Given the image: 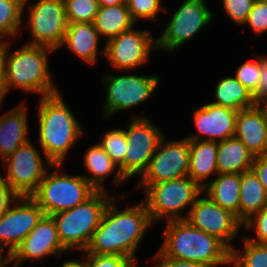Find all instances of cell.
Listing matches in <instances>:
<instances>
[{"label": "cell", "instance_id": "obj_32", "mask_svg": "<svg viewBox=\"0 0 267 267\" xmlns=\"http://www.w3.org/2000/svg\"><path fill=\"white\" fill-rule=\"evenodd\" d=\"M68 23H93L99 10L97 0H64Z\"/></svg>", "mask_w": 267, "mask_h": 267}, {"label": "cell", "instance_id": "obj_23", "mask_svg": "<svg viewBox=\"0 0 267 267\" xmlns=\"http://www.w3.org/2000/svg\"><path fill=\"white\" fill-rule=\"evenodd\" d=\"M217 148L218 142L215 141L190 140L188 177L202 189L211 176L218 174Z\"/></svg>", "mask_w": 267, "mask_h": 267}, {"label": "cell", "instance_id": "obj_27", "mask_svg": "<svg viewBox=\"0 0 267 267\" xmlns=\"http://www.w3.org/2000/svg\"><path fill=\"white\" fill-rule=\"evenodd\" d=\"M96 28L105 43L111 38L131 29L135 22L131 19L127 3L111 6H100L94 19Z\"/></svg>", "mask_w": 267, "mask_h": 267}, {"label": "cell", "instance_id": "obj_41", "mask_svg": "<svg viewBox=\"0 0 267 267\" xmlns=\"http://www.w3.org/2000/svg\"><path fill=\"white\" fill-rule=\"evenodd\" d=\"M152 258L156 261L153 267H207L198 262L178 260L167 256H153Z\"/></svg>", "mask_w": 267, "mask_h": 267}, {"label": "cell", "instance_id": "obj_24", "mask_svg": "<svg viewBox=\"0 0 267 267\" xmlns=\"http://www.w3.org/2000/svg\"><path fill=\"white\" fill-rule=\"evenodd\" d=\"M240 182L241 174L218 173L213 180L208 181L203 194L239 220Z\"/></svg>", "mask_w": 267, "mask_h": 267}, {"label": "cell", "instance_id": "obj_36", "mask_svg": "<svg viewBox=\"0 0 267 267\" xmlns=\"http://www.w3.org/2000/svg\"><path fill=\"white\" fill-rule=\"evenodd\" d=\"M243 227L255 231V237L246 236L249 240L267 245V205L248 219Z\"/></svg>", "mask_w": 267, "mask_h": 267}, {"label": "cell", "instance_id": "obj_37", "mask_svg": "<svg viewBox=\"0 0 267 267\" xmlns=\"http://www.w3.org/2000/svg\"><path fill=\"white\" fill-rule=\"evenodd\" d=\"M246 24L255 36L267 32V3H254L244 25Z\"/></svg>", "mask_w": 267, "mask_h": 267}, {"label": "cell", "instance_id": "obj_45", "mask_svg": "<svg viewBox=\"0 0 267 267\" xmlns=\"http://www.w3.org/2000/svg\"><path fill=\"white\" fill-rule=\"evenodd\" d=\"M255 106L261 111L263 118L267 122V96L261 98L255 103Z\"/></svg>", "mask_w": 267, "mask_h": 267}, {"label": "cell", "instance_id": "obj_8", "mask_svg": "<svg viewBox=\"0 0 267 267\" xmlns=\"http://www.w3.org/2000/svg\"><path fill=\"white\" fill-rule=\"evenodd\" d=\"M104 76V77H103ZM102 85L106 90V101L103 104L102 115L110 119L117 112H123L139 106L149 100L156 91L160 75H116L104 73Z\"/></svg>", "mask_w": 267, "mask_h": 267}, {"label": "cell", "instance_id": "obj_31", "mask_svg": "<svg viewBox=\"0 0 267 267\" xmlns=\"http://www.w3.org/2000/svg\"><path fill=\"white\" fill-rule=\"evenodd\" d=\"M98 144L110 156V158L119 166L121 173L125 177V152L126 135L124 129L117 128L107 130Z\"/></svg>", "mask_w": 267, "mask_h": 267}, {"label": "cell", "instance_id": "obj_2", "mask_svg": "<svg viewBox=\"0 0 267 267\" xmlns=\"http://www.w3.org/2000/svg\"><path fill=\"white\" fill-rule=\"evenodd\" d=\"M164 241L154 256L193 261L207 267L231 264V250L219 239L186 219L166 221Z\"/></svg>", "mask_w": 267, "mask_h": 267}, {"label": "cell", "instance_id": "obj_14", "mask_svg": "<svg viewBox=\"0 0 267 267\" xmlns=\"http://www.w3.org/2000/svg\"><path fill=\"white\" fill-rule=\"evenodd\" d=\"M44 215L31 196H18L0 215V252L8 258Z\"/></svg>", "mask_w": 267, "mask_h": 267}, {"label": "cell", "instance_id": "obj_18", "mask_svg": "<svg viewBox=\"0 0 267 267\" xmlns=\"http://www.w3.org/2000/svg\"><path fill=\"white\" fill-rule=\"evenodd\" d=\"M238 111L221 105L207 103L193 113L196 133L186 137L189 140L220 142L235 135ZM198 131V132H197Z\"/></svg>", "mask_w": 267, "mask_h": 267}, {"label": "cell", "instance_id": "obj_49", "mask_svg": "<svg viewBox=\"0 0 267 267\" xmlns=\"http://www.w3.org/2000/svg\"><path fill=\"white\" fill-rule=\"evenodd\" d=\"M254 3H267V0H253Z\"/></svg>", "mask_w": 267, "mask_h": 267}, {"label": "cell", "instance_id": "obj_51", "mask_svg": "<svg viewBox=\"0 0 267 267\" xmlns=\"http://www.w3.org/2000/svg\"><path fill=\"white\" fill-rule=\"evenodd\" d=\"M29 0H24V4L28 5Z\"/></svg>", "mask_w": 267, "mask_h": 267}, {"label": "cell", "instance_id": "obj_12", "mask_svg": "<svg viewBox=\"0 0 267 267\" xmlns=\"http://www.w3.org/2000/svg\"><path fill=\"white\" fill-rule=\"evenodd\" d=\"M126 135L125 178L139 177L146 171L164 134L148 116L134 114Z\"/></svg>", "mask_w": 267, "mask_h": 267}, {"label": "cell", "instance_id": "obj_11", "mask_svg": "<svg viewBox=\"0 0 267 267\" xmlns=\"http://www.w3.org/2000/svg\"><path fill=\"white\" fill-rule=\"evenodd\" d=\"M38 150L30 140L1 161L7 169L3 178L18 196H31L53 165L49 160L44 162Z\"/></svg>", "mask_w": 267, "mask_h": 267}, {"label": "cell", "instance_id": "obj_30", "mask_svg": "<svg viewBox=\"0 0 267 267\" xmlns=\"http://www.w3.org/2000/svg\"><path fill=\"white\" fill-rule=\"evenodd\" d=\"M243 250H231V264L234 267H267V245L242 236Z\"/></svg>", "mask_w": 267, "mask_h": 267}, {"label": "cell", "instance_id": "obj_29", "mask_svg": "<svg viewBox=\"0 0 267 267\" xmlns=\"http://www.w3.org/2000/svg\"><path fill=\"white\" fill-rule=\"evenodd\" d=\"M23 4L24 0H0V41L8 42L21 36Z\"/></svg>", "mask_w": 267, "mask_h": 267}, {"label": "cell", "instance_id": "obj_39", "mask_svg": "<svg viewBox=\"0 0 267 267\" xmlns=\"http://www.w3.org/2000/svg\"><path fill=\"white\" fill-rule=\"evenodd\" d=\"M267 96V55L260 56V79L256 90L252 93L253 101L256 103Z\"/></svg>", "mask_w": 267, "mask_h": 267}, {"label": "cell", "instance_id": "obj_40", "mask_svg": "<svg viewBox=\"0 0 267 267\" xmlns=\"http://www.w3.org/2000/svg\"><path fill=\"white\" fill-rule=\"evenodd\" d=\"M18 198L0 172V215Z\"/></svg>", "mask_w": 267, "mask_h": 267}, {"label": "cell", "instance_id": "obj_28", "mask_svg": "<svg viewBox=\"0 0 267 267\" xmlns=\"http://www.w3.org/2000/svg\"><path fill=\"white\" fill-rule=\"evenodd\" d=\"M213 104L221 105L235 111L255 106L252 93L247 90L234 76L221 79L214 89Z\"/></svg>", "mask_w": 267, "mask_h": 267}, {"label": "cell", "instance_id": "obj_6", "mask_svg": "<svg viewBox=\"0 0 267 267\" xmlns=\"http://www.w3.org/2000/svg\"><path fill=\"white\" fill-rule=\"evenodd\" d=\"M108 190L97 191L91 198L70 210L51 215L62 246L69 250L85 251L95 230L100 225L104 211L113 198Z\"/></svg>", "mask_w": 267, "mask_h": 267}, {"label": "cell", "instance_id": "obj_50", "mask_svg": "<svg viewBox=\"0 0 267 267\" xmlns=\"http://www.w3.org/2000/svg\"><path fill=\"white\" fill-rule=\"evenodd\" d=\"M8 260L1 267H14L13 265L9 266Z\"/></svg>", "mask_w": 267, "mask_h": 267}, {"label": "cell", "instance_id": "obj_26", "mask_svg": "<svg viewBox=\"0 0 267 267\" xmlns=\"http://www.w3.org/2000/svg\"><path fill=\"white\" fill-rule=\"evenodd\" d=\"M267 205V192L255 172L241 173L239 221L244 224Z\"/></svg>", "mask_w": 267, "mask_h": 267}, {"label": "cell", "instance_id": "obj_10", "mask_svg": "<svg viewBox=\"0 0 267 267\" xmlns=\"http://www.w3.org/2000/svg\"><path fill=\"white\" fill-rule=\"evenodd\" d=\"M25 7L23 13L29 12L25 25L33 38L26 44L60 49L68 26L64 0H37Z\"/></svg>", "mask_w": 267, "mask_h": 267}, {"label": "cell", "instance_id": "obj_9", "mask_svg": "<svg viewBox=\"0 0 267 267\" xmlns=\"http://www.w3.org/2000/svg\"><path fill=\"white\" fill-rule=\"evenodd\" d=\"M178 7L156 38L157 51L174 53L200 33L202 28L212 24L214 15L208 9L206 0H184Z\"/></svg>", "mask_w": 267, "mask_h": 267}, {"label": "cell", "instance_id": "obj_15", "mask_svg": "<svg viewBox=\"0 0 267 267\" xmlns=\"http://www.w3.org/2000/svg\"><path fill=\"white\" fill-rule=\"evenodd\" d=\"M165 139L164 135L138 183H158L188 177L190 140L185 137L166 142Z\"/></svg>", "mask_w": 267, "mask_h": 267}, {"label": "cell", "instance_id": "obj_13", "mask_svg": "<svg viewBox=\"0 0 267 267\" xmlns=\"http://www.w3.org/2000/svg\"><path fill=\"white\" fill-rule=\"evenodd\" d=\"M134 27L111 38L104 45V57L109 65L111 64L112 68L119 72L140 68L148 62L152 53L157 51L156 38L150 34V31L137 30Z\"/></svg>", "mask_w": 267, "mask_h": 267}, {"label": "cell", "instance_id": "obj_21", "mask_svg": "<svg viewBox=\"0 0 267 267\" xmlns=\"http://www.w3.org/2000/svg\"><path fill=\"white\" fill-rule=\"evenodd\" d=\"M100 36L93 23H68L62 47L88 65H95L98 55L105 56V47L99 51Z\"/></svg>", "mask_w": 267, "mask_h": 267}, {"label": "cell", "instance_id": "obj_16", "mask_svg": "<svg viewBox=\"0 0 267 267\" xmlns=\"http://www.w3.org/2000/svg\"><path fill=\"white\" fill-rule=\"evenodd\" d=\"M202 195L203 192L197 197L186 220L195 228L221 240L232 250L234 245L231 242L241 232L243 224L233 213L218 206L207 195Z\"/></svg>", "mask_w": 267, "mask_h": 267}, {"label": "cell", "instance_id": "obj_48", "mask_svg": "<svg viewBox=\"0 0 267 267\" xmlns=\"http://www.w3.org/2000/svg\"><path fill=\"white\" fill-rule=\"evenodd\" d=\"M7 261V257L0 252V267Z\"/></svg>", "mask_w": 267, "mask_h": 267}, {"label": "cell", "instance_id": "obj_4", "mask_svg": "<svg viewBox=\"0 0 267 267\" xmlns=\"http://www.w3.org/2000/svg\"><path fill=\"white\" fill-rule=\"evenodd\" d=\"M11 43L8 41L5 98L13 88H20L25 93L41 97L60 92L52 81V73L49 71L48 55L55 50L46 46L24 44L11 53Z\"/></svg>", "mask_w": 267, "mask_h": 267}, {"label": "cell", "instance_id": "obj_47", "mask_svg": "<svg viewBox=\"0 0 267 267\" xmlns=\"http://www.w3.org/2000/svg\"><path fill=\"white\" fill-rule=\"evenodd\" d=\"M137 264L138 263L134 259V260H130L124 267H139Z\"/></svg>", "mask_w": 267, "mask_h": 267}, {"label": "cell", "instance_id": "obj_5", "mask_svg": "<svg viewBox=\"0 0 267 267\" xmlns=\"http://www.w3.org/2000/svg\"><path fill=\"white\" fill-rule=\"evenodd\" d=\"M139 187L144 190L146 199L143 202L153 224L161 219L166 221L187 219L191 207L203 192V189L190 177L158 183H138L135 188ZM188 207L189 210L185 212ZM182 212H185V215Z\"/></svg>", "mask_w": 267, "mask_h": 267}, {"label": "cell", "instance_id": "obj_19", "mask_svg": "<svg viewBox=\"0 0 267 267\" xmlns=\"http://www.w3.org/2000/svg\"><path fill=\"white\" fill-rule=\"evenodd\" d=\"M26 100L0 116V161L30 141Z\"/></svg>", "mask_w": 267, "mask_h": 267}, {"label": "cell", "instance_id": "obj_43", "mask_svg": "<svg viewBox=\"0 0 267 267\" xmlns=\"http://www.w3.org/2000/svg\"><path fill=\"white\" fill-rule=\"evenodd\" d=\"M7 50H8V42L0 41V106L5 101L4 98H5V73H6Z\"/></svg>", "mask_w": 267, "mask_h": 267}, {"label": "cell", "instance_id": "obj_1", "mask_svg": "<svg viewBox=\"0 0 267 267\" xmlns=\"http://www.w3.org/2000/svg\"><path fill=\"white\" fill-rule=\"evenodd\" d=\"M125 196L124 193L117 194L110 200L84 253L136 258L140 242L153 223L143 201L124 210L119 209L116 201Z\"/></svg>", "mask_w": 267, "mask_h": 267}, {"label": "cell", "instance_id": "obj_38", "mask_svg": "<svg viewBox=\"0 0 267 267\" xmlns=\"http://www.w3.org/2000/svg\"><path fill=\"white\" fill-rule=\"evenodd\" d=\"M88 267H124L131 259L126 256L84 253Z\"/></svg>", "mask_w": 267, "mask_h": 267}, {"label": "cell", "instance_id": "obj_22", "mask_svg": "<svg viewBox=\"0 0 267 267\" xmlns=\"http://www.w3.org/2000/svg\"><path fill=\"white\" fill-rule=\"evenodd\" d=\"M83 164L88 173L91 175H82L97 191H104L107 188L104 187L103 181L107 179L113 172L115 177L113 178L114 185L119 186L123 184L127 179L121 173L119 166L110 158V156L102 149L97 143L88 148L83 156ZM105 188V189H104Z\"/></svg>", "mask_w": 267, "mask_h": 267}, {"label": "cell", "instance_id": "obj_46", "mask_svg": "<svg viewBox=\"0 0 267 267\" xmlns=\"http://www.w3.org/2000/svg\"><path fill=\"white\" fill-rule=\"evenodd\" d=\"M97 2L99 6H111L126 3V0H97Z\"/></svg>", "mask_w": 267, "mask_h": 267}, {"label": "cell", "instance_id": "obj_17", "mask_svg": "<svg viewBox=\"0 0 267 267\" xmlns=\"http://www.w3.org/2000/svg\"><path fill=\"white\" fill-rule=\"evenodd\" d=\"M66 252L53 218L44 215L7 260L9 265L19 267L28 259L42 262L43 258L50 255L61 258L60 256Z\"/></svg>", "mask_w": 267, "mask_h": 267}, {"label": "cell", "instance_id": "obj_7", "mask_svg": "<svg viewBox=\"0 0 267 267\" xmlns=\"http://www.w3.org/2000/svg\"><path fill=\"white\" fill-rule=\"evenodd\" d=\"M62 164H53L54 172L47 170L31 198L47 216L70 210L91 198L97 190L81 175L60 172ZM59 170V171H58Z\"/></svg>", "mask_w": 267, "mask_h": 267}, {"label": "cell", "instance_id": "obj_44", "mask_svg": "<svg viewBox=\"0 0 267 267\" xmlns=\"http://www.w3.org/2000/svg\"><path fill=\"white\" fill-rule=\"evenodd\" d=\"M82 260H66L59 267H88L87 259L83 256Z\"/></svg>", "mask_w": 267, "mask_h": 267}, {"label": "cell", "instance_id": "obj_34", "mask_svg": "<svg viewBox=\"0 0 267 267\" xmlns=\"http://www.w3.org/2000/svg\"><path fill=\"white\" fill-rule=\"evenodd\" d=\"M256 58L242 63L233 75L251 93L256 90L260 79V55Z\"/></svg>", "mask_w": 267, "mask_h": 267}, {"label": "cell", "instance_id": "obj_25", "mask_svg": "<svg viewBox=\"0 0 267 267\" xmlns=\"http://www.w3.org/2000/svg\"><path fill=\"white\" fill-rule=\"evenodd\" d=\"M254 155L235 136L218 142V173L241 174L251 169Z\"/></svg>", "mask_w": 267, "mask_h": 267}, {"label": "cell", "instance_id": "obj_35", "mask_svg": "<svg viewBox=\"0 0 267 267\" xmlns=\"http://www.w3.org/2000/svg\"><path fill=\"white\" fill-rule=\"evenodd\" d=\"M226 16L238 26H244L254 5L253 0H222Z\"/></svg>", "mask_w": 267, "mask_h": 267}, {"label": "cell", "instance_id": "obj_42", "mask_svg": "<svg viewBox=\"0 0 267 267\" xmlns=\"http://www.w3.org/2000/svg\"><path fill=\"white\" fill-rule=\"evenodd\" d=\"M251 169L255 172L267 192V153L254 156Z\"/></svg>", "mask_w": 267, "mask_h": 267}, {"label": "cell", "instance_id": "obj_20", "mask_svg": "<svg viewBox=\"0 0 267 267\" xmlns=\"http://www.w3.org/2000/svg\"><path fill=\"white\" fill-rule=\"evenodd\" d=\"M234 136L254 156L267 153V122L256 106L238 111Z\"/></svg>", "mask_w": 267, "mask_h": 267}, {"label": "cell", "instance_id": "obj_3", "mask_svg": "<svg viewBox=\"0 0 267 267\" xmlns=\"http://www.w3.org/2000/svg\"><path fill=\"white\" fill-rule=\"evenodd\" d=\"M60 92L40 97L38 108V135L40 150L45 160L63 164L67 152L74 147L84 132Z\"/></svg>", "mask_w": 267, "mask_h": 267}, {"label": "cell", "instance_id": "obj_33", "mask_svg": "<svg viewBox=\"0 0 267 267\" xmlns=\"http://www.w3.org/2000/svg\"><path fill=\"white\" fill-rule=\"evenodd\" d=\"M162 0H126L131 19L136 23L138 20H157V14L168 12L167 6H162Z\"/></svg>", "mask_w": 267, "mask_h": 267}]
</instances>
